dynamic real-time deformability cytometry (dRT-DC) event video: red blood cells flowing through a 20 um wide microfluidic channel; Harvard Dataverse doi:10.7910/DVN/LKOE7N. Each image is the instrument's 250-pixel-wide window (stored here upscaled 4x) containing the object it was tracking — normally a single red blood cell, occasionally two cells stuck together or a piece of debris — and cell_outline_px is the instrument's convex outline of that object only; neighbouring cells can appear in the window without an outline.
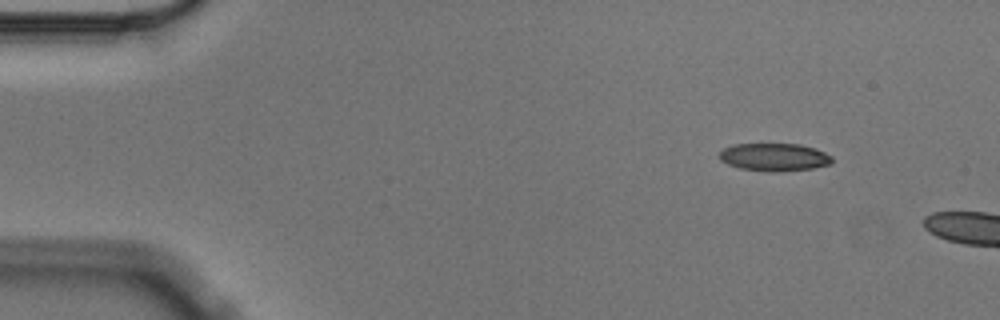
{"species": "Egyptian fruit bat (a non-hibernating species)", "species_latin": "Rousettus aegyptiacus", "temperature_condition": "cold", "stored_images_in_passage": 2, "camera_frame_rate_fps": 3000, "um_per_image_px": 0.085, "animal": {"sex": "male"}, "frame": {"image": 1, "passage_image": 1, "time_ms": 0.0, "image_size_px": [1000, 320], "cell_outline_px": [[832, 164], [812, 168], [776, 172], [768, 172], [740, 168], [728, 164], [720, 160], [720, 152], [724, 148], [732, 144], [800, 144], [816, 148], [832, 156]], "centroid_in_image_um": [65.83, 13.35], "position_along_channel_um": 19.2, "area_um2": 18.32}}